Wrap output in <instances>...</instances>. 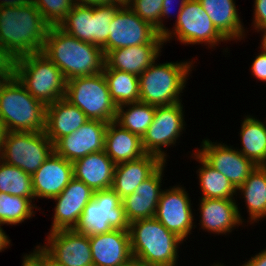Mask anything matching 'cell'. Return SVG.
Here are the masks:
<instances>
[{
    "instance_id": "obj_36",
    "label": "cell",
    "mask_w": 266,
    "mask_h": 266,
    "mask_svg": "<svg viewBox=\"0 0 266 266\" xmlns=\"http://www.w3.org/2000/svg\"><path fill=\"white\" fill-rule=\"evenodd\" d=\"M123 4L92 6V44L101 49L109 37L110 23Z\"/></svg>"
},
{
    "instance_id": "obj_27",
    "label": "cell",
    "mask_w": 266,
    "mask_h": 266,
    "mask_svg": "<svg viewBox=\"0 0 266 266\" xmlns=\"http://www.w3.org/2000/svg\"><path fill=\"white\" fill-rule=\"evenodd\" d=\"M216 29L227 39H241L244 28L234 0H198ZM235 38V39H234Z\"/></svg>"
},
{
    "instance_id": "obj_16",
    "label": "cell",
    "mask_w": 266,
    "mask_h": 266,
    "mask_svg": "<svg viewBox=\"0 0 266 266\" xmlns=\"http://www.w3.org/2000/svg\"><path fill=\"white\" fill-rule=\"evenodd\" d=\"M107 126V122L88 120L72 134L60 138L54 144V151L70 162L90 153L104 151Z\"/></svg>"
},
{
    "instance_id": "obj_8",
    "label": "cell",
    "mask_w": 266,
    "mask_h": 266,
    "mask_svg": "<svg viewBox=\"0 0 266 266\" xmlns=\"http://www.w3.org/2000/svg\"><path fill=\"white\" fill-rule=\"evenodd\" d=\"M54 151V144L39 132H7L0 160L33 175Z\"/></svg>"
},
{
    "instance_id": "obj_33",
    "label": "cell",
    "mask_w": 266,
    "mask_h": 266,
    "mask_svg": "<svg viewBox=\"0 0 266 266\" xmlns=\"http://www.w3.org/2000/svg\"><path fill=\"white\" fill-rule=\"evenodd\" d=\"M0 193L21 196L32 201L35 195L31 175L0 160Z\"/></svg>"
},
{
    "instance_id": "obj_7",
    "label": "cell",
    "mask_w": 266,
    "mask_h": 266,
    "mask_svg": "<svg viewBox=\"0 0 266 266\" xmlns=\"http://www.w3.org/2000/svg\"><path fill=\"white\" fill-rule=\"evenodd\" d=\"M64 98L80 108L89 120L115 121L117 105L110 96L103 72L68 80Z\"/></svg>"
},
{
    "instance_id": "obj_41",
    "label": "cell",
    "mask_w": 266,
    "mask_h": 266,
    "mask_svg": "<svg viewBox=\"0 0 266 266\" xmlns=\"http://www.w3.org/2000/svg\"><path fill=\"white\" fill-rule=\"evenodd\" d=\"M22 266H44V251L37 246L36 249L30 255L23 257Z\"/></svg>"
},
{
    "instance_id": "obj_5",
    "label": "cell",
    "mask_w": 266,
    "mask_h": 266,
    "mask_svg": "<svg viewBox=\"0 0 266 266\" xmlns=\"http://www.w3.org/2000/svg\"><path fill=\"white\" fill-rule=\"evenodd\" d=\"M46 107L15 76L0 93V117L8 132L45 131Z\"/></svg>"
},
{
    "instance_id": "obj_11",
    "label": "cell",
    "mask_w": 266,
    "mask_h": 266,
    "mask_svg": "<svg viewBox=\"0 0 266 266\" xmlns=\"http://www.w3.org/2000/svg\"><path fill=\"white\" fill-rule=\"evenodd\" d=\"M109 27V37L102 48L105 55L118 48L165 43L162 34L136 15L126 3L116 12Z\"/></svg>"
},
{
    "instance_id": "obj_15",
    "label": "cell",
    "mask_w": 266,
    "mask_h": 266,
    "mask_svg": "<svg viewBox=\"0 0 266 266\" xmlns=\"http://www.w3.org/2000/svg\"><path fill=\"white\" fill-rule=\"evenodd\" d=\"M193 217L190 199L184 188L178 186L162 190L155 218L170 232L184 240L191 233Z\"/></svg>"
},
{
    "instance_id": "obj_32",
    "label": "cell",
    "mask_w": 266,
    "mask_h": 266,
    "mask_svg": "<svg viewBox=\"0 0 266 266\" xmlns=\"http://www.w3.org/2000/svg\"><path fill=\"white\" fill-rule=\"evenodd\" d=\"M195 153V158L202 164V167L198 169L199 182L203 192L201 198L233 200V195L237 192L236 188L226 176L210 166L197 152Z\"/></svg>"
},
{
    "instance_id": "obj_40",
    "label": "cell",
    "mask_w": 266,
    "mask_h": 266,
    "mask_svg": "<svg viewBox=\"0 0 266 266\" xmlns=\"http://www.w3.org/2000/svg\"><path fill=\"white\" fill-rule=\"evenodd\" d=\"M254 27L255 30H262L266 27V0H255L254 3Z\"/></svg>"
},
{
    "instance_id": "obj_31",
    "label": "cell",
    "mask_w": 266,
    "mask_h": 266,
    "mask_svg": "<svg viewBox=\"0 0 266 266\" xmlns=\"http://www.w3.org/2000/svg\"><path fill=\"white\" fill-rule=\"evenodd\" d=\"M110 96L118 106L139 101V79L132 73L116 70L104 69Z\"/></svg>"
},
{
    "instance_id": "obj_19",
    "label": "cell",
    "mask_w": 266,
    "mask_h": 266,
    "mask_svg": "<svg viewBox=\"0 0 266 266\" xmlns=\"http://www.w3.org/2000/svg\"><path fill=\"white\" fill-rule=\"evenodd\" d=\"M89 242L93 266H123L133 259L128 230L89 235Z\"/></svg>"
},
{
    "instance_id": "obj_51",
    "label": "cell",
    "mask_w": 266,
    "mask_h": 266,
    "mask_svg": "<svg viewBox=\"0 0 266 266\" xmlns=\"http://www.w3.org/2000/svg\"><path fill=\"white\" fill-rule=\"evenodd\" d=\"M123 266H146L142 263H140L139 261L132 259L129 263H127L126 265Z\"/></svg>"
},
{
    "instance_id": "obj_48",
    "label": "cell",
    "mask_w": 266,
    "mask_h": 266,
    "mask_svg": "<svg viewBox=\"0 0 266 266\" xmlns=\"http://www.w3.org/2000/svg\"><path fill=\"white\" fill-rule=\"evenodd\" d=\"M14 76V73H0V93L8 81Z\"/></svg>"
},
{
    "instance_id": "obj_13",
    "label": "cell",
    "mask_w": 266,
    "mask_h": 266,
    "mask_svg": "<svg viewBox=\"0 0 266 266\" xmlns=\"http://www.w3.org/2000/svg\"><path fill=\"white\" fill-rule=\"evenodd\" d=\"M47 245L40 248L63 266H93L89 235L74 229L50 231ZM50 245V246H49Z\"/></svg>"
},
{
    "instance_id": "obj_30",
    "label": "cell",
    "mask_w": 266,
    "mask_h": 266,
    "mask_svg": "<svg viewBox=\"0 0 266 266\" xmlns=\"http://www.w3.org/2000/svg\"><path fill=\"white\" fill-rule=\"evenodd\" d=\"M125 106H130L127 111ZM155 110L156 106L141 101L126 103L117 107L115 122L142 138L153 122Z\"/></svg>"
},
{
    "instance_id": "obj_3",
    "label": "cell",
    "mask_w": 266,
    "mask_h": 266,
    "mask_svg": "<svg viewBox=\"0 0 266 266\" xmlns=\"http://www.w3.org/2000/svg\"><path fill=\"white\" fill-rule=\"evenodd\" d=\"M133 259L146 266H174L178 244L183 240L170 232L155 217L129 223Z\"/></svg>"
},
{
    "instance_id": "obj_20",
    "label": "cell",
    "mask_w": 266,
    "mask_h": 266,
    "mask_svg": "<svg viewBox=\"0 0 266 266\" xmlns=\"http://www.w3.org/2000/svg\"><path fill=\"white\" fill-rule=\"evenodd\" d=\"M165 162L135 192L122 198L125 216L129 223L155 217L162 190L160 189Z\"/></svg>"
},
{
    "instance_id": "obj_18",
    "label": "cell",
    "mask_w": 266,
    "mask_h": 266,
    "mask_svg": "<svg viewBox=\"0 0 266 266\" xmlns=\"http://www.w3.org/2000/svg\"><path fill=\"white\" fill-rule=\"evenodd\" d=\"M31 177L35 197L53 199L74 177L73 162L67 161L53 151Z\"/></svg>"
},
{
    "instance_id": "obj_17",
    "label": "cell",
    "mask_w": 266,
    "mask_h": 266,
    "mask_svg": "<svg viewBox=\"0 0 266 266\" xmlns=\"http://www.w3.org/2000/svg\"><path fill=\"white\" fill-rule=\"evenodd\" d=\"M93 195L94 191L89 186L73 177L66 188L53 198L57 204L50 231L74 229Z\"/></svg>"
},
{
    "instance_id": "obj_37",
    "label": "cell",
    "mask_w": 266,
    "mask_h": 266,
    "mask_svg": "<svg viewBox=\"0 0 266 266\" xmlns=\"http://www.w3.org/2000/svg\"><path fill=\"white\" fill-rule=\"evenodd\" d=\"M50 26H58L74 6L73 0H32Z\"/></svg>"
},
{
    "instance_id": "obj_22",
    "label": "cell",
    "mask_w": 266,
    "mask_h": 266,
    "mask_svg": "<svg viewBox=\"0 0 266 266\" xmlns=\"http://www.w3.org/2000/svg\"><path fill=\"white\" fill-rule=\"evenodd\" d=\"M163 43L123 47L105 55L104 69H116L140 76L158 58Z\"/></svg>"
},
{
    "instance_id": "obj_47",
    "label": "cell",
    "mask_w": 266,
    "mask_h": 266,
    "mask_svg": "<svg viewBox=\"0 0 266 266\" xmlns=\"http://www.w3.org/2000/svg\"><path fill=\"white\" fill-rule=\"evenodd\" d=\"M10 244V240L8 239V236L5 234V232L1 228L0 224V252L7 248Z\"/></svg>"
},
{
    "instance_id": "obj_35",
    "label": "cell",
    "mask_w": 266,
    "mask_h": 266,
    "mask_svg": "<svg viewBox=\"0 0 266 266\" xmlns=\"http://www.w3.org/2000/svg\"><path fill=\"white\" fill-rule=\"evenodd\" d=\"M35 207L29 198L0 193V224L22 223L34 215L32 209Z\"/></svg>"
},
{
    "instance_id": "obj_39",
    "label": "cell",
    "mask_w": 266,
    "mask_h": 266,
    "mask_svg": "<svg viewBox=\"0 0 266 266\" xmlns=\"http://www.w3.org/2000/svg\"><path fill=\"white\" fill-rule=\"evenodd\" d=\"M260 49H262V51L254 59L251 65V70L253 76H255L258 80L266 82V49L263 47Z\"/></svg>"
},
{
    "instance_id": "obj_24",
    "label": "cell",
    "mask_w": 266,
    "mask_h": 266,
    "mask_svg": "<svg viewBox=\"0 0 266 266\" xmlns=\"http://www.w3.org/2000/svg\"><path fill=\"white\" fill-rule=\"evenodd\" d=\"M115 166L105 151L90 153L73 162L74 177L94 192L109 189L113 183Z\"/></svg>"
},
{
    "instance_id": "obj_23",
    "label": "cell",
    "mask_w": 266,
    "mask_h": 266,
    "mask_svg": "<svg viewBox=\"0 0 266 266\" xmlns=\"http://www.w3.org/2000/svg\"><path fill=\"white\" fill-rule=\"evenodd\" d=\"M88 120L80 108L61 98L46 107V136L55 144L63 136L78 130Z\"/></svg>"
},
{
    "instance_id": "obj_46",
    "label": "cell",
    "mask_w": 266,
    "mask_h": 266,
    "mask_svg": "<svg viewBox=\"0 0 266 266\" xmlns=\"http://www.w3.org/2000/svg\"><path fill=\"white\" fill-rule=\"evenodd\" d=\"M30 1L32 0H2L0 2V7H16L27 4Z\"/></svg>"
},
{
    "instance_id": "obj_2",
    "label": "cell",
    "mask_w": 266,
    "mask_h": 266,
    "mask_svg": "<svg viewBox=\"0 0 266 266\" xmlns=\"http://www.w3.org/2000/svg\"><path fill=\"white\" fill-rule=\"evenodd\" d=\"M41 53L60 69L66 81L101 73L105 66L103 49L76 39L59 26H50Z\"/></svg>"
},
{
    "instance_id": "obj_1",
    "label": "cell",
    "mask_w": 266,
    "mask_h": 266,
    "mask_svg": "<svg viewBox=\"0 0 266 266\" xmlns=\"http://www.w3.org/2000/svg\"><path fill=\"white\" fill-rule=\"evenodd\" d=\"M49 28L32 1L16 7H0V45L14 61L42 52Z\"/></svg>"
},
{
    "instance_id": "obj_10",
    "label": "cell",
    "mask_w": 266,
    "mask_h": 266,
    "mask_svg": "<svg viewBox=\"0 0 266 266\" xmlns=\"http://www.w3.org/2000/svg\"><path fill=\"white\" fill-rule=\"evenodd\" d=\"M180 8L172 31L167 29L163 36L164 42L169 41L173 33L183 44L202 43L214 46L227 39L213 25L209 15L198 0H181Z\"/></svg>"
},
{
    "instance_id": "obj_14",
    "label": "cell",
    "mask_w": 266,
    "mask_h": 266,
    "mask_svg": "<svg viewBox=\"0 0 266 266\" xmlns=\"http://www.w3.org/2000/svg\"><path fill=\"white\" fill-rule=\"evenodd\" d=\"M202 149L196 152L214 169L222 173L237 189L258 167L246 158L238 149L203 140Z\"/></svg>"
},
{
    "instance_id": "obj_21",
    "label": "cell",
    "mask_w": 266,
    "mask_h": 266,
    "mask_svg": "<svg viewBox=\"0 0 266 266\" xmlns=\"http://www.w3.org/2000/svg\"><path fill=\"white\" fill-rule=\"evenodd\" d=\"M164 161L153 154H145L137 160L117 164L111 188L122 199L149 178Z\"/></svg>"
},
{
    "instance_id": "obj_4",
    "label": "cell",
    "mask_w": 266,
    "mask_h": 266,
    "mask_svg": "<svg viewBox=\"0 0 266 266\" xmlns=\"http://www.w3.org/2000/svg\"><path fill=\"white\" fill-rule=\"evenodd\" d=\"M14 76L24 88L46 106L65 97L66 79L43 53H33L14 61Z\"/></svg>"
},
{
    "instance_id": "obj_26",
    "label": "cell",
    "mask_w": 266,
    "mask_h": 266,
    "mask_svg": "<svg viewBox=\"0 0 266 266\" xmlns=\"http://www.w3.org/2000/svg\"><path fill=\"white\" fill-rule=\"evenodd\" d=\"M104 151L116 165L137 160L146 154L142 147L141 138L122 128L115 121L108 123L105 132Z\"/></svg>"
},
{
    "instance_id": "obj_29",
    "label": "cell",
    "mask_w": 266,
    "mask_h": 266,
    "mask_svg": "<svg viewBox=\"0 0 266 266\" xmlns=\"http://www.w3.org/2000/svg\"><path fill=\"white\" fill-rule=\"evenodd\" d=\"M236 190L244 195L251 221L266 216V166H258Z\"/></svg>"
},
{
    "instance_id": "obj_38",
    "label": "cell",
    "mask_w": 266,
    "mask_h": 266,
    "mask_svg": "<svg viewBox=\"0 0 266 266\" xmlns=\"http://www.w3.org/2000/svg\"><path fill=\"white\" fill-rule=\"evenodd\" d=\"M163 1L164 0H126L125 3L136 15L160 33Z\"/></svg>"
},
{
    "instance_id": "obj_50",
    "label": "cell",
    "mask_w": 266,
    "mask_h": 266,
    "mask_svg": "<svg viewBox=\"0 0 266 266\" xmlns=\"http://www.w3.org/2000/svg\"><path fill=\"white\" fill-rule=\"evenodd\" d=\"M44 266H63L58 263H56L54 260H52L45 252H44Z\"/></svg>"
},
{
    "instance_id": "obj_12",
    "label": "cell",
    "mask_w": 266,
    "mask_h": 266,
    "mask_svg": "<svg viewBox=\"0 0 266 266\" xmlns=\"http://www.w3.org/2000/svg\"><path fill=\"white\" fill-rule=\"evenodd\" d=\"M183 105L178 102L173 105L156 106L152 124L141 138L143 150L146 154L158 156L166 162V154L160 147H167L176 143L184 129Z\"/></svg>"
},
{
    "instance_id": "obj_25",
    "label": "cell",
    "mask_w": 266,
    "mask_h": 266,
    "mask_svg": "<svg viewBox=\"0 0 266 266\" xmlns=\"http://www.w3.org/2000/svg\"><path fill=\"white\" fill-rule=\"evenodd\" d=\"M200 213L202 227L212 233L231 232L243 222L235 200L231 199L201 198Z\"/></svg>"
},
{
    "instance_id": "obj_43",
    "label": "cell",
    "mask_w": 266,
    "mask_h": 266,
    "mask_svg": "<svg viewBox=\"0 0 266 266\" xmlns=\"http://www.w3.org/2000/svg\"><path fill=\"white\" fill-rule=\"evenodd\" d=\"M74 5H86V6H96V5H114V4H124V0H73Z\"/></svg>"
},
{
    "instance_id": "obj_49",
    "label": "cell",
    "mask_w": 266,
    "mask_h": 266,
    "mask_svg": "<svg viewBox=\"0 0 266 266\" xmlns=\"http://www.w3.org/2000/svg\"><path fill=\"white\" fill-rule=\"evenodd\" d=\"M7 129L5 127V124L3 122V120L1 119L0 117V154H1V149H2V144H3V141L6 137V134H7Z\"/></svg>"
},
{
    "instance_id": "obj_42",
    "label": "cell",
    "mask_w": 266,
    "mask_h": 266,
    "mask_svg": "<svg viewBox=\"0 0 266 266\" xmlns=\"http://www.w3.org/2000/svg\"><path fill=\"white\" fill-rule=\"evenodd\" d=\"M0 73H14V60L0 45Z\"/></svg>"
},
{
    "instance_id": "obj_34",
    "label": "cell",
    "mask_w": 266,
    "mask_h": 266,
    "mask_svg": "<svg viewBox=\"0 0 266 266\" xmlns=\"http://www.w3.org/2000/svg\"><path fill=\"white\" fill-rule=\"evenodd\" d=\"M58 26L76 39L92 43V6L74 5Z\"/></svg>"
},
{
    "instance_id": "obj_9",
    "label": "cell",
    "mask_w": 266,
    "mask_h": 266,
    "mask_svg": "<svg viewBox=\"0 0 266 266\" xmlns=\"http://www.w3.org/2000/svg\"><path fill=\"white\" fill-rule=\"evenodd\" d=\"M122 199L112 189L95 191L93 199L85 206L75 231L98 235L112 229L128 230Z\"/></svg>"
},
{
    "instance_id": "obj_52",
    "label": "cell",
    "mask_w": 266,
    "mask_h": 266,
    "mask_svg": "<svg viewBox=\"0 0 266 266\" xmlns=\"http://www.w3.org/2000/svg\"><path fill=\"white\" fill-rule=\"evenodd\" d=\"M261 31L264 32L263 37H262V41H261V47L266 49V27L264 29H262Z\"/></svg>"
},
{
    "instance_id": "obj_44",
    "label": "cell",
    "mask_w": 266,
    "mask_h": 266,
    "mask_svg": "<svg viewBox=\"0 0 266 266\" xmlns=\"http://www.w3.org/2000/svg\"><path fill=\"white\" fill-rule=\"evenodd\" d=\"M242 266H266V249L252 257L248 262Z\"/></svg>"
},
{
    "instance_id": "obj_45",
    "label": "cell",
    "mask_w": 266,
    "mask_h": 266,
    "mask_svg": "<svg viewBox=\"0 0 266 266\" xmlns=\"http://www.w3.org/2000/svg\"><path fill=\"white\" fill-rule=\"evenodd\" d=\"M173 0H164L162 4V11H161V19H160V34H164V32L167 30L166 27L163 25V18L167 15L169 17V14L171 12V4Z\"/></svg>"
},
{
    "instance_id": "obj_6",
    "label": "cell",
    "mask_w": 266,
    "mask_h": 266,
    "mask_svg": "<svg viewBox=\"0 0 266 266\" xmlns=\"http://www.w3.org/2000/svg\"><path fill=\"white\" fill-rule=\"evenodd\" d=\"M192 63H163L155 61L139 79V101L153 106H167L180 102L179 94L185 87Z\"/></svg>"
},
{
    "instance_id": "obj_28",
    "label": "cell",
    "mask_w": 266,
    "mask_h": 266,
    "mask_svg": "<svg viewBox=\"0 0 266 266\" xmlns=\"http://www.w3.org/2000/svg\"><path fill=\"white\" fill-rule=\"evenodd\" d=\"M241 152L257 166H266V125L250 115L241 125Z\"/></svg>"
}]
</instances>
